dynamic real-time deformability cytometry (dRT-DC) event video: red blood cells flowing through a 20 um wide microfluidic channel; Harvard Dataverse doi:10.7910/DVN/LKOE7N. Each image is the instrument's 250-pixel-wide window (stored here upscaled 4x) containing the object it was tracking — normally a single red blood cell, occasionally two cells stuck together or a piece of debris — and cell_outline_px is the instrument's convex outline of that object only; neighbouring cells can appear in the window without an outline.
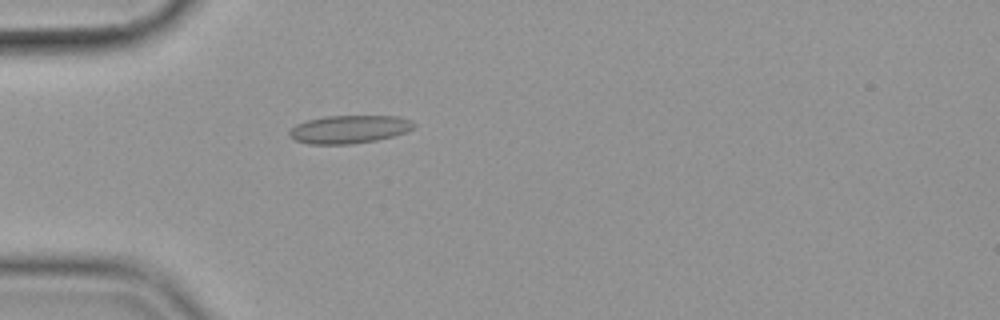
{"species": "common noctule bat (a hibernating species)", "species_latin": "Nyctalus noctula", "temperature_condition": "cold", "stored_images_in_passage": 56, "camera_frame_rate_fps": 3000, "um_per_image_px": 0.085, "animal": {"sex": "female", "body_mass_g": 19.9}, "frame": {"image": 1, "passage_image": 17, "time_ms": 5.333, "image_size_px": [1000, 320], "cell_outline_px": [[416, 124], [412, 128], [404, 132], [392, 136], [376, 140], [348, 144], [308, 144], [296, 140], [288, 136], [288, 132], [296, 124], [308, 120], [324, 116], [400, 116], [412, 120]], "centroid_in_image_um": [29.67, 10.98], "position_along_channel_um": 55.3, "area_um2": 20.29}}
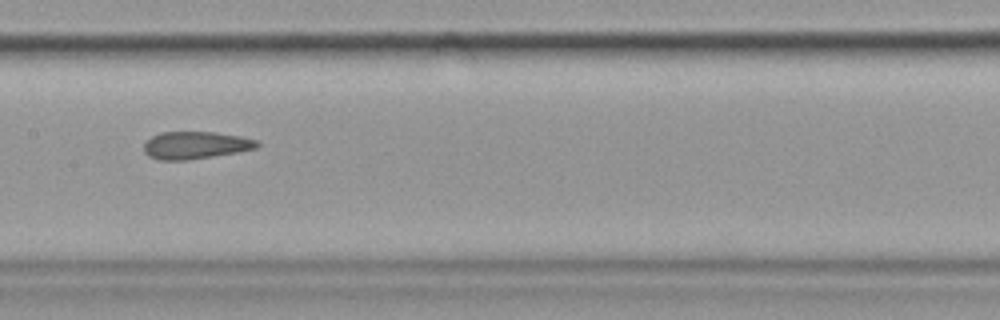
{"frame": {"image": 2, "passage_image": 29, "time_ms": 9.333, "image_size_px": [1000, 320], "cell_outline_px": [[260, 144], [256, 148], [236, 152], [188, 160], [160, 160], [148, 156], [144, 152], [144, 144], [152, 136], [160, 132], [216, 132], [240, 136], [260, 140]], "centroid_in_image_um": [16.62, 12.34], "position_along_channel_um": 190.8, "area_um2": 18.09}}
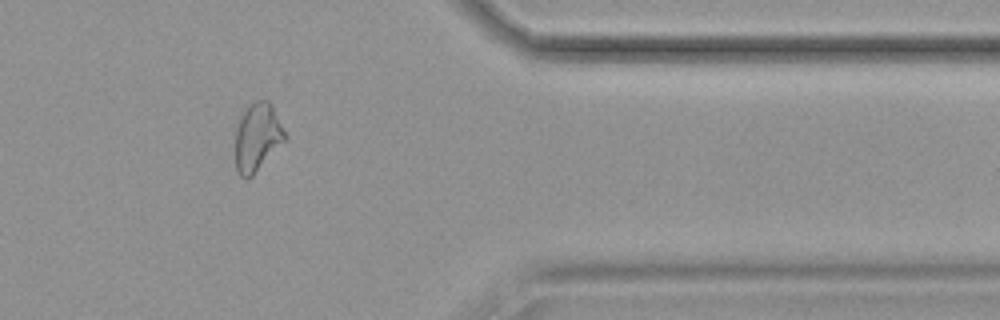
{"frame": {"image": 3, "passage_image": 47, "time_ms": 15.333, "image_size_px": [1000, 320], "cell_outline_px": [[288, 136], [252, 176], [248, 180], [244, 180], [236, 172], [236, 128], [240, 112], [256, 100], [268, 100], [272, 104]], "centroid_in_image_um": [21.86, 11.65], "position_along_channel_um": 389.5, "area_um2": 19.88}, "authors_computed_cell_mechanics": {"area_um2": 19.8254, "velocity_mm_per_s": 3.5817, "shape_relaxation_time_tau1_ms": null, "shape_relaxation_time_tau2_ms": 1.2606, "deformation_change_tau1": null, "deformation_change_tau2": 0.0643}}